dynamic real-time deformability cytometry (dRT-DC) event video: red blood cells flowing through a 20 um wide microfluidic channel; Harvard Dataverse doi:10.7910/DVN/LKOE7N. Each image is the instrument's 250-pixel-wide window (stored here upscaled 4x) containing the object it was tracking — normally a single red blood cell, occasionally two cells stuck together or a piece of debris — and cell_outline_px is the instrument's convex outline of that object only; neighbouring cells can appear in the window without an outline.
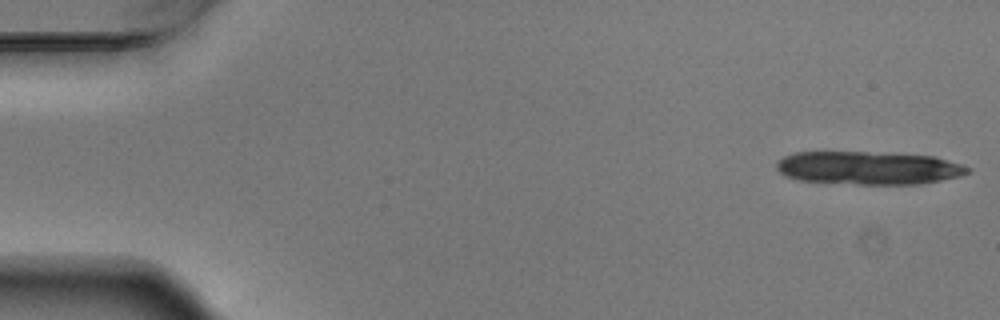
{"species": "Egyptian fruit bat (a non-hibernating species)", "species_latin": "Rousettus aegyptiacus", "temperature_condition": "warm", "stored_images_in_passage": 5, "camera_frame_rate_fps": 3000, "um_per_image_px": 0.085, "animal": {"sex": "male"}, "frame": {"image": 1, "passage_image": 1, "time_ms": 0.0, "image_size_px": [1000, 320], "cell_outline_px": [[972, 172], [960, 176], [920, 184], [860, 184], [796, 180], [784, 176], [776, 168], [776, 164], [784, 156], [792, 152], [864, 152], [936, 156], [972, 168]], "centroid_in_image_um": [73.82, 14.27], "position_along_channel_um": 11.2, "area_um2": 36.93}}
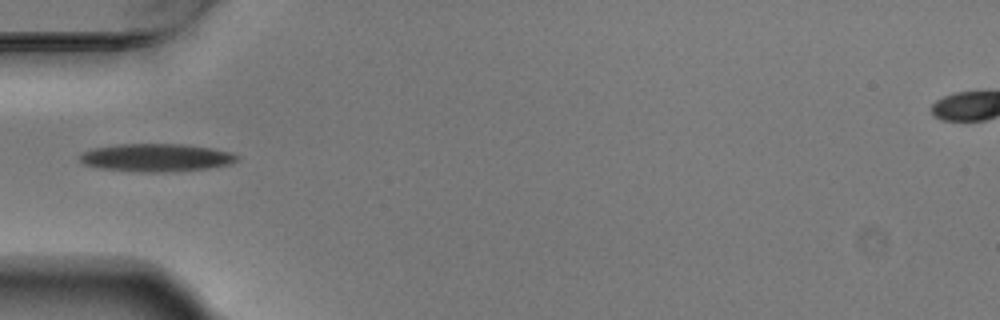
{"frame": {"image": 2, "passage_image": 5, "time_ms": 1.333, "image_size_px": [1000, 320], "cell_outline_px": [[240, 160], [228, 164], [208, 168], [164, 172], [140, 172], [100, 168], [84, 164], [80, 160], [80, 152], [92, 148], [120, 144], [180, 144], [212, 148], [232, 152], [240, 156]], "centroid_in_image_um": [13.28, 13.39], "position_along_channel_um": 71.7, "area_um2": 25.61}}